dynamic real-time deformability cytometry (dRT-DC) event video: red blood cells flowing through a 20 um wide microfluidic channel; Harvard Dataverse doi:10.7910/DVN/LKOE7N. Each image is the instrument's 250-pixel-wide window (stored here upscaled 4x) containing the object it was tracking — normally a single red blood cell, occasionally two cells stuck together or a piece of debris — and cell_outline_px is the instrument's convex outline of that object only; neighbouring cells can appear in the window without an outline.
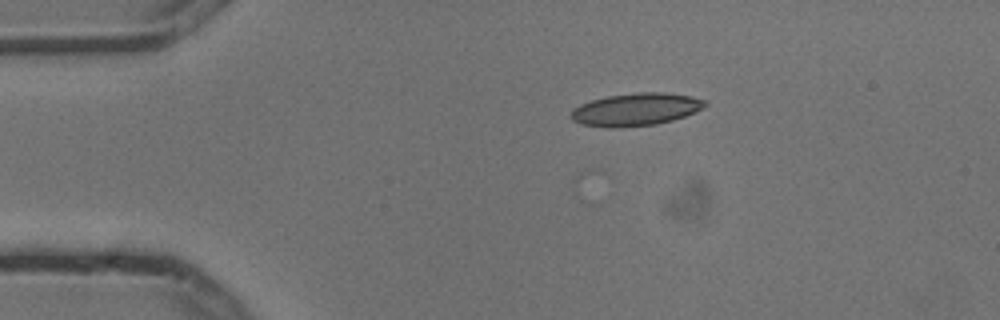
{"species": "common noctule bat (a hibernating species)", "species_latin": "Nyctalus noctula", "temperature_condition": "cold", "stored_images_in_passage": 3, "camera_frame_rate_fps": 3000, "um_per_image_px": 0.085, "animal": {"sex": "male", "body_mass_g": 13.3}, "frame": {"image": 1, "passage_image": 1, "time_ms": 0.0, "image_size_px": [1000, 320], "cell_outline_px": [[708, 104], [684, 116], [672, 120], [656, 124], [616, 128], [608, 128], [580, 124], [572, 120], [568, 116], [572, 108], [580, 104], [592, 100], [608, 96], [636, 92], [664, 92], [692, 96], [704, 100]], "centroid_in_image_um": [53.97, 9.3], "position_along_channel_um": 31.0, "area_um2": 25.55}}
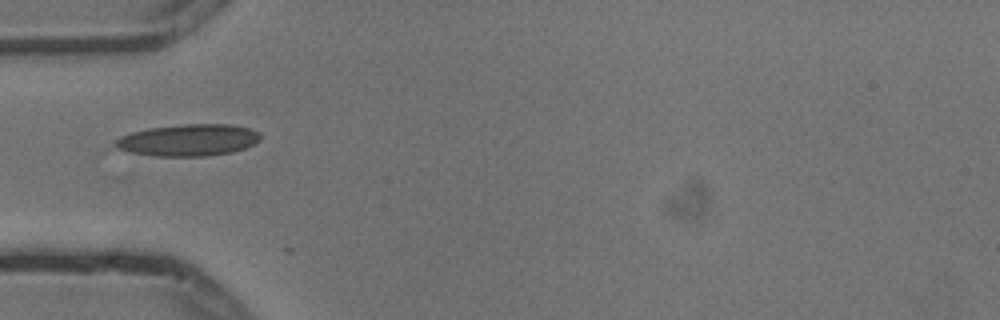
{"frame": {"image": 2, "passage_image": 3, "time_ms": 0.667, "image_size_px": [1000, 320], "cell_outline_px": [[260, 140], [256, 144], [232, 152], [208, 156], [156, 156], [132, 152], [116, 148], [112, 144], [120, 136], [132, 132], [148, 128], [184, 124], [228, 124], [248, 128], [260, 132]], "centroid_in_image_um": [16.02, 11.91], "position_along_channel_um": 69.0, "area_um2": 26.93}}